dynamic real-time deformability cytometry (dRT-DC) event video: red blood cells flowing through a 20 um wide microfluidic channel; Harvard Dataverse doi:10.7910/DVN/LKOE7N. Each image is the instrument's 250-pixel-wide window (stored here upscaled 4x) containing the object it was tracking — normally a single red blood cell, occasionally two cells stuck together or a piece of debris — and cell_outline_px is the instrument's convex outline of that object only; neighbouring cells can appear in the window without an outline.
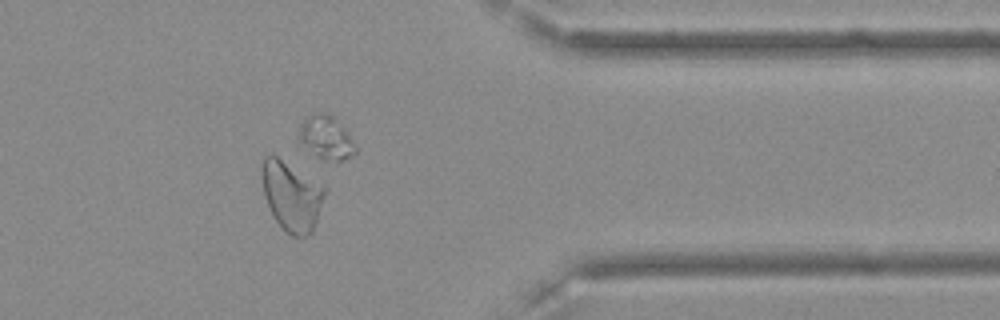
{"species": "Egyptian fruit bat (a non-hibernating species)", "species_latin": "Rousettus aegyptiacus", "temperature_condition": "cold", "stored_images_in_passage": 40, "camera_frame_rate_fps": 3000, "um_per_image_px": 0.085, "frame": {"image": 1, "passage_image": 30, "time_ms": 9.667, "image_size_px": [1000, 320], "cell_outline_px": [[328, 188], [312, 232], [304, 236], [292, 236], [284, 232], [272, 216], [264, 196], [260, 176], [260, 164], [264, 156], [268, 152], [272, 152], [324, 184]], "centroid_in_image_um": [24.75, 16.59], "position_along_channel_um": 386.6, "area_um2": 26.53}}
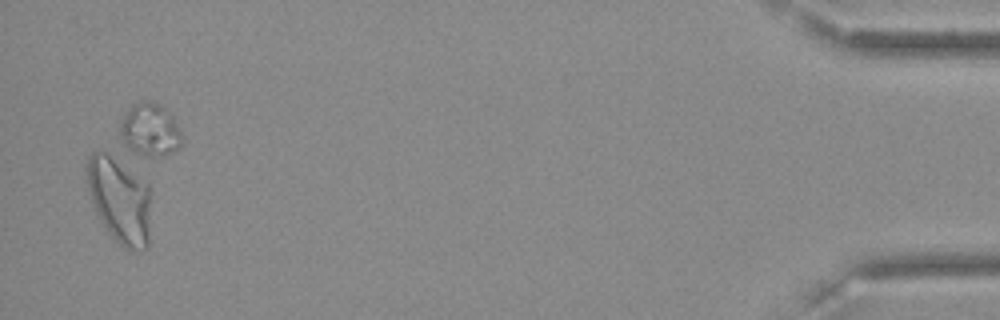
{"frame": {"image": 2, "passage_image": 39, "time_ms": 12.667, "image_size_px": [1000, 320], "cell_outline_px": [[152, 196], [148, 248], [128, 252], [104, 228], [96, 216], [88, 188], [84, 172], [84, 168], [88, 156], [92, 152], [112, 152], [148, 184]], "centroid_in_image_um": [10.16, 16.98], "position_along_channel_um": 425.0, "area_um2": 33.58}}